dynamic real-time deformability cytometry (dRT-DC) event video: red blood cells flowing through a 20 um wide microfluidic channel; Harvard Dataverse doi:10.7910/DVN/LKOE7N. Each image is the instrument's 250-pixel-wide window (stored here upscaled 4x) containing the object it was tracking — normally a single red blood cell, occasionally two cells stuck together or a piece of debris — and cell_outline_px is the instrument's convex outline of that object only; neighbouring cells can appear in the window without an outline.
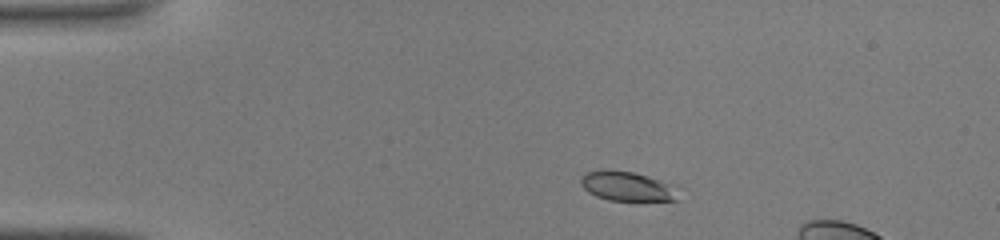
{"species": "common noctule bat (a hibernating species)", "species_latin": "Nyctalus noctula", "temperature_condition": "warm", "stored_images_in_passage": 33, "camera_frame_rate_fps": 3000, "um_per_image_px": 0.085, "animal": {"sex": "male", "body_mass_g": 19.0, "forearm_length_mm": 50.8}, "frame": {"image": 1, "passage_image": 1, "time_ms": 0.0, "image_size_px": [1000, 240], "cell_outline_px": [[680, 200], [608, 200], [596, 196], [588, 192], [580, 184], [580, 180], [588, 172], [600, 168], [608, 168], [632, 172], [648, 176], [668, 184]], "centroid_in_image_um": [53.19, 15.81], "position_along_channel_um": 31.8, "area_um2": 16.42}}
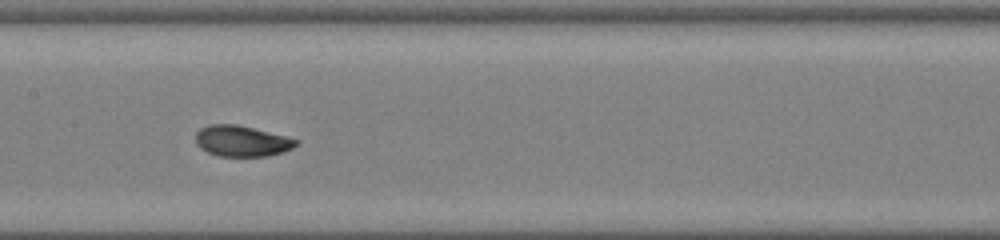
{"frame": {"image": 2, "passage_image": 15, "time_ms": 4.667, "image_size_px": [1000, 240], "cell_outline_px": [[300, 140], [292, 148], [268, 156], [220, 156], [208, 152], [200, 148], [196, 144], [196, 132], [200, 128], [208, 124], [236, 124]], "centroid_in_image_um": [20.5, 11.98], "position_along_channel_um": 186.9, "area_um2": 17.86}}
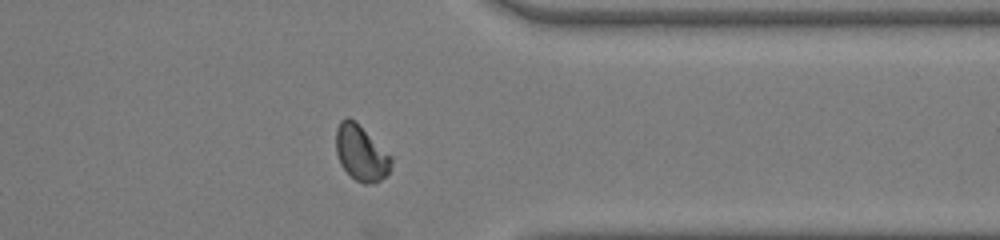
{"frame": {"image": 3, "passage_image": 28, "time_ms": 9.0, "image_size_px": [1000, 240], "cell_outline_px": [[392, 160], [388, 172], [380, 180], [372, 184], [364, 184], [356, 180], [340, 164], [336, 152], [336, 128], [340, 120], [348, 116], [356, 120], [392, 156]], "centroid_in_image_um": [30.68, 12.96], "position_along_channel_um": 380.7, "area_um2": 17.98}}